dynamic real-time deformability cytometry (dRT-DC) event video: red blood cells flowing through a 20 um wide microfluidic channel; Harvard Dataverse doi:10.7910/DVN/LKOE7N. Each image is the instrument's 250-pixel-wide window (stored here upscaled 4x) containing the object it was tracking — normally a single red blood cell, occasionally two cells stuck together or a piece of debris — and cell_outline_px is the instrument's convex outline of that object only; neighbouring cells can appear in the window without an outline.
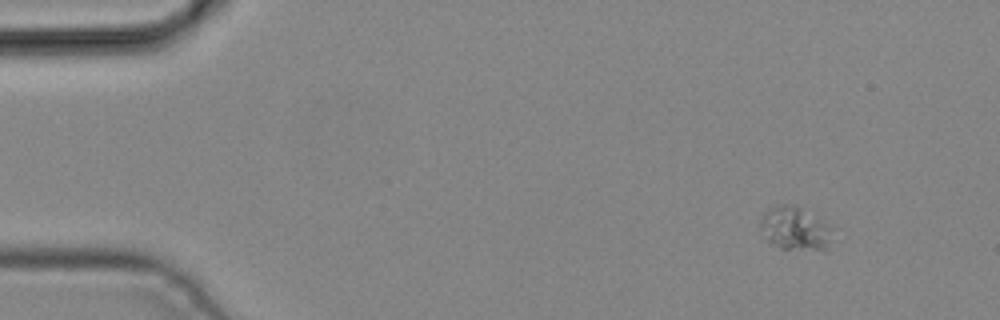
{"species": "common noctule bat (a hibernating species)", "species_latin": "Nyctalus noctula", "temperature_condition": "cold", "stored_images_in_passage": 4, "camera_frame_rate_fps": 3000, "um_per_image_px": 0.085, "animal": {"sex": "male", "body_mass_g": 19.2, "forearm_length_mm": 51.8}, "frame": {"image": 1, "passage_image": 1, "time_ms": 0.0, "image_size_px": [1000, 320], "cell_outline_px": [[836, 228], [828, 252], [824, 252], [780, 248], [768, 240], [760, 228], [760, 220], [764, 212], [768, 208], [776, 204], [792, 204], [800, 208]], "centroid_in_image_um": [67.67, 19.46], "position_along_channel_um": 17.3, "area_um2": 18.9}}
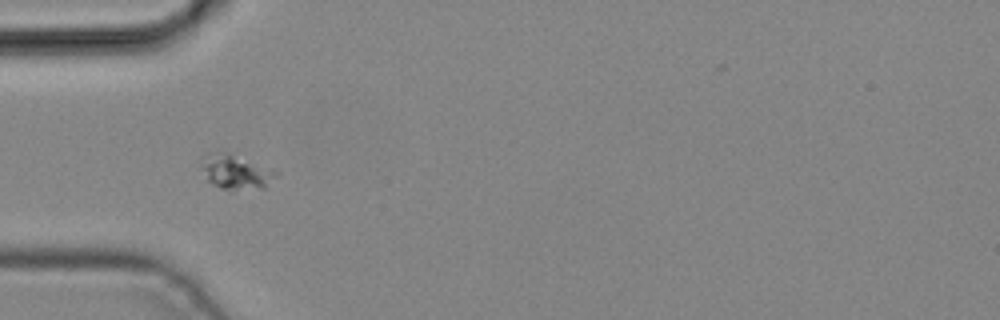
{"frame": {"image": 2, "passage_image": 3, "time_ms": 0.667, "image_size_px": [1000, 320], "cell_outline_px": [[280, 172], [264, 188], [232, 192], [220, 188], [212, 184], [208, 180], [200, 168], [204, 152], [228, 152]], "centroid_in_image_um": [20.01, 14.63], "position_along_channel_um": 65.0, "area_um2": 15.43}}